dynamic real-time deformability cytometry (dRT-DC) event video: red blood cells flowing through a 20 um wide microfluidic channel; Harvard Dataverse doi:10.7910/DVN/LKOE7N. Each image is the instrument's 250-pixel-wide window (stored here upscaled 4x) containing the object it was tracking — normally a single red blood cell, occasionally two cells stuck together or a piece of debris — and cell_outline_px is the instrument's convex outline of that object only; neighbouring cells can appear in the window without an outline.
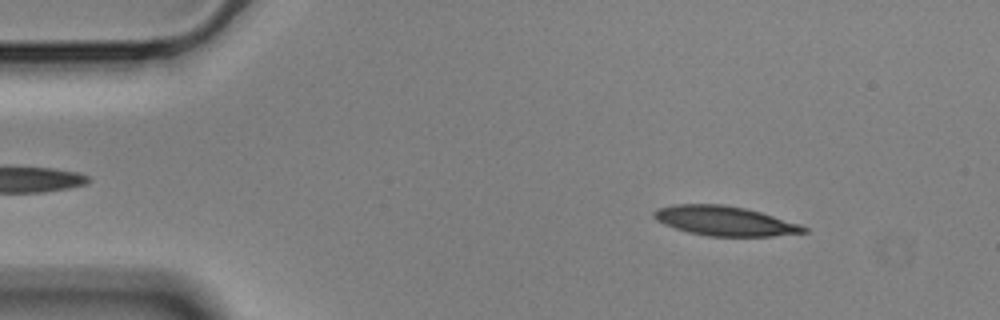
{"species": "Egyptian fruit bat (a non-hibernating species)", "species_latin": "Rousettus aegyptiacus", "temperature_condition": "cold", "stored_images_in_passage": 55, "camera_frame_rate_fps": 3000, "um_per_image_px": 0.085, "animal": {"sex": "male"}, "frame": {"image": 1, "passage_image": 6, "time_ms": 1.667, "image_size_px": [1000, 320], "cell_outline_px": [[808, 232], [772, 236], [708, 236], [688, 232], [664, 224], [656, 220], [652, 216], [652, 212], [656, 208], [676, 204], [724, 204], [744, 208], [760, 212], [800, 224], [808, 228]], "centroid_in_image_um": [61.58, 18.77], "position_along_channel_um": 23.4, "area_um2": 25.78}}
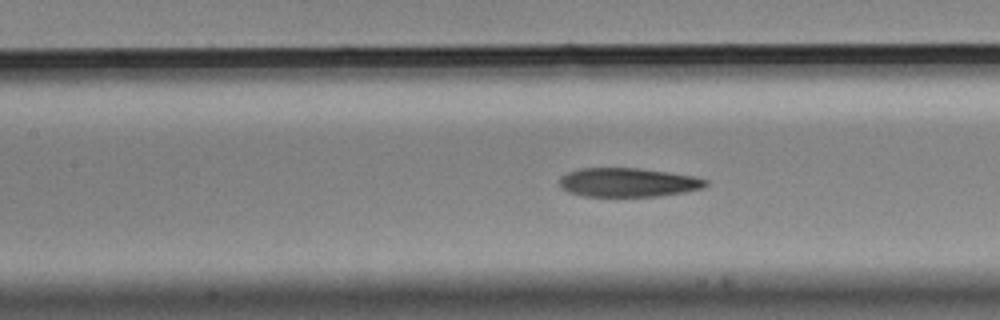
{"frame": {"image": 2, "passage_image": 23, "time_ms": 7.333, "image_size_px": [1000, 320], "cell_outline_px": [[708, 184], [704, 188], [684, 192], [656, 196], [584, 196], [568, 192], [560, 184], [560, 176], [568, 172], [580, 168], [640, 168], [696, 176], [708, 180]], "centroid_in_image_um": [53.42, 15.5], "position_along_channel_um": 154.0, "area_um2": 24.68}}
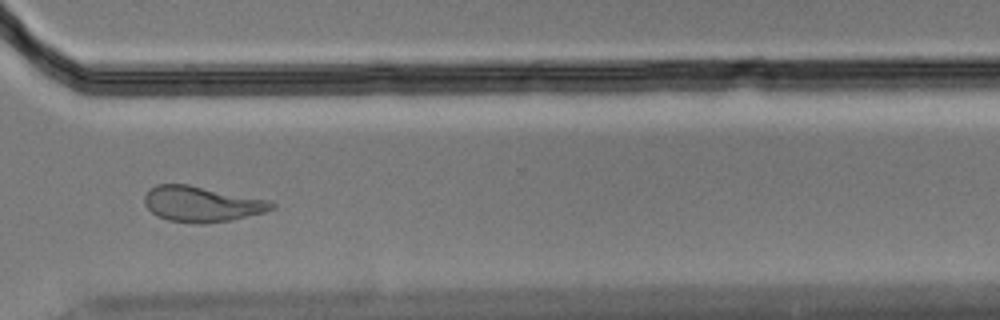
{"frame": {"image": 3, "passage_image": 40, "time_ms": 13.0, "image_size_px": [1000, 320], "cell_outline_px": [[276, 208], [264, 212], [228, 220], [200, 224], [168, 220], [156, 216], [144, 204], [144, 196], [148, 188], [156, 184], [188, 184], [272, 200], [276, 204]], "centroid_in_image_um": [17.14, 17.32], "position_along_channel_um": 353.5, "area_um2": 26.53}, "authors_computed_cell_mechanics": {"area_um2": 25.7788, "velocity_mm_per_s": 3.5237, "shape_relaxation_time_tau1_ms": 7.6032, "shape_relaxation_time_tau2_ms": 3.3482, "deformation_change_tau1": 0.2074, "deformation_change_tau2": 0.1112}}